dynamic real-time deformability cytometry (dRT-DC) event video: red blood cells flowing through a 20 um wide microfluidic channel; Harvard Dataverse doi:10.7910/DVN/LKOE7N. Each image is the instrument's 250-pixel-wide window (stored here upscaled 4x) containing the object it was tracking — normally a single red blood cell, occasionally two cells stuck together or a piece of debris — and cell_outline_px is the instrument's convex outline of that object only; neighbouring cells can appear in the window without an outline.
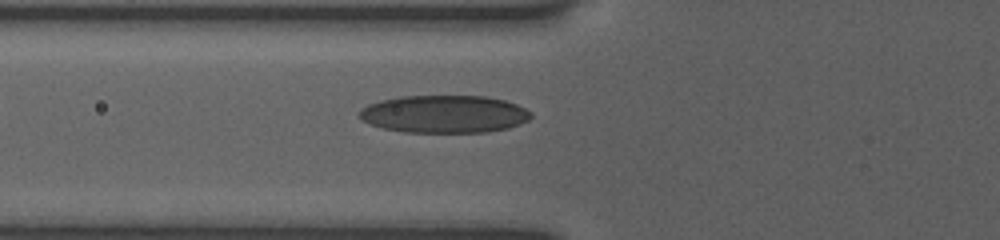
{"species": "human", "species_latin": "Homo sapiens", "temperature_condition": "room temperature", "stored_images_in_passage": 35, "camera_frame_rate_fps": 3000, "um_per_image_px": 0.085, "donor": {"sex": "female"}, "frame": {"image": 1, "passage_image": 2, "time_ms": 0.333, "image_size_px": [1000, 240], "cell_outline_px": [[532, 116], [528, 120], [520, 124], [508, 128], [488, 132], [404, 132], [384, 128], [360, 120], [360, 108], [368, 104], [380, 100], [400, 96], [484, 96], [504, 100], [516, 104], [532, 112]], "centroid_in_image_um": [37.76, 9.69], "position_along_channel_um": 88.0, "area_um2": 37.69}}
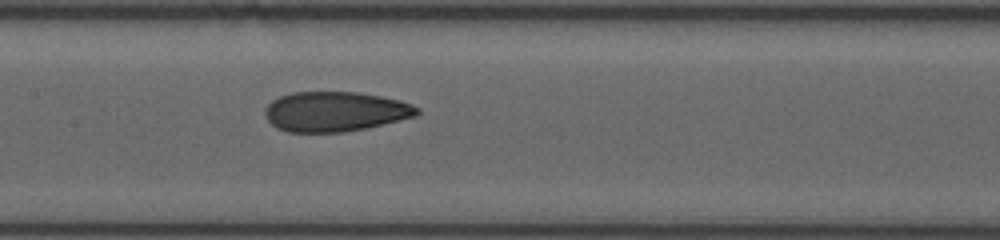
{"frame": {"image": 2, "passage_image": 9, "time_ms": 2.667, "image_size_px": [1000, 240], "cell_outline_px": [[420, 112], [416, 116], [368, 128], [344, 132], [288, 132], [276, 128], [264, 116], [264, 112], [268, 104], [272, 100], [280, 96], [292, 92], [356, 92], [380, 96], [400, 100], [412, 104], [420, 108]], "centroid_in_image_um": [28.49, 9.49], "position_along_channel_um": 178.9, "area_um2": 35.55}}
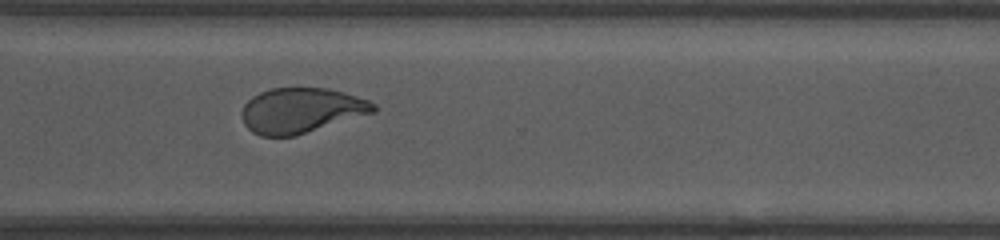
{"frame": {"image": 3, "passage_image": 22, "time_ms": 7.0, "image_size_px": [1000, 240], "cell_outline_px": [[376, 112], [296, 136], [260, 136], [252, 132], [244, 124], [240, 112], [244, 104], [252, 96], [260, 92], [272, 88], [328, 88], [344, 92], [368, 100], [376, 104]], "centroid_in_image_um": [25.59, 9.39], "position_along_channel_um": 345.0, "area_um2": 34.91}}